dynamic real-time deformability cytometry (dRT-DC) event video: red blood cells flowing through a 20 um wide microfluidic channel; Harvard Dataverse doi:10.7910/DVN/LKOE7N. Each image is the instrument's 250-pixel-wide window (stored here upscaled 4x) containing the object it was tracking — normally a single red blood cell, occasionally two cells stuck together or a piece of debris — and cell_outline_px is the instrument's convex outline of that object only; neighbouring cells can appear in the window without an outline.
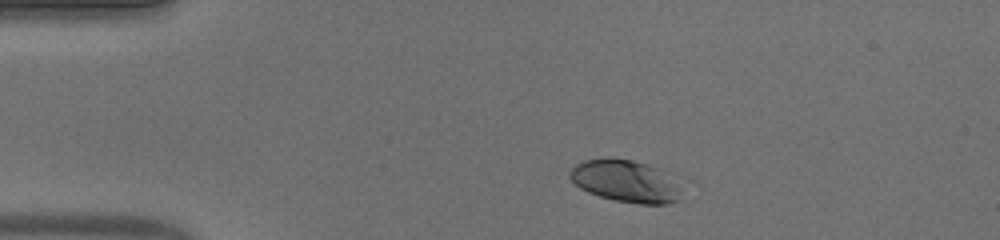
{"species": "human", "species_latin": "Homo sapiens", "temperature_condition": "warm", "stored_images_in_passage": 43, "camera_frame_rate_fps": 3000, "um_per_image_px": 0.085, "donor": {"sex": "male"}, "frame": {"image": 1, "passage_image": 1, "time_ms": 0.0, "image_size_px": [1000, 240], "cell_outline_px": [[680, 200], [668, 204], [640, 204], [616, 200], [600, 196], [588, 192], [580, 188], [568, 176], [568, 172], [576, 164], [584, 160], [632, 160], [660, 168], [676, 188]], "centroid_in_image_um": [53.1, 15.42], "position_along_channel_um": 31.9, "area_um2": 26.36}}
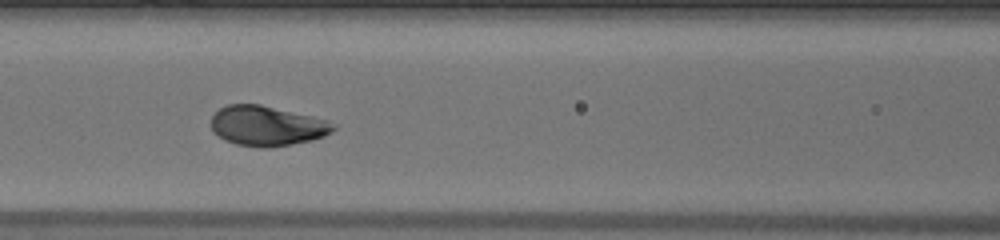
{"frame": {"image": 2, "passage_image": 14, "time_ms": 4.333, "image_size_px": [1000, 240], "cell_outline_px": [[336, 128], [332, 132], [324, 136], [312, 140], [292, 144], [268, 148], [260, 148], [236, 144], [224, 140], [212, 132], [208, 124], [212, 116], [220, 108], [228, 104], [260, 104], [312, 116], [328, 120], [336, 124]], "centroid_in_image_um": [22.66, 10.7], "position_along_channel_um": 143.9, "area_um2": 28.84}}
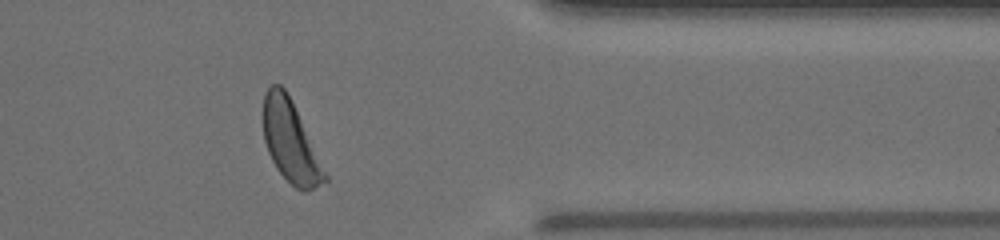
{"frame": {"image": 3, "passage_image": 34, "time_ms": 11.0, "image_size_px": [1000, 240], "cell_outline_px": [[328, 180], [304, 192], [296, 188], [276, 168], [268, 152], [264, 140], [264, 92], [272, 84], [280, 84], [284, 88], [328, 176]], "centroid_in_image_um": [24.67, 12.06], "position_along_channel_um": 386.7, "area_um2": 28.03}, "authors_computed_cell_mechanics": {"area_um2": 28.8422, "velocity_mm_per_s": 3.8666, "shape_relaxation_time_tau1_ms": 2.0743, "shape_relaxation_time_tau2_ms": null, "deformation_change_tau1": 0.1365, "deformation_change_tau2": null}}